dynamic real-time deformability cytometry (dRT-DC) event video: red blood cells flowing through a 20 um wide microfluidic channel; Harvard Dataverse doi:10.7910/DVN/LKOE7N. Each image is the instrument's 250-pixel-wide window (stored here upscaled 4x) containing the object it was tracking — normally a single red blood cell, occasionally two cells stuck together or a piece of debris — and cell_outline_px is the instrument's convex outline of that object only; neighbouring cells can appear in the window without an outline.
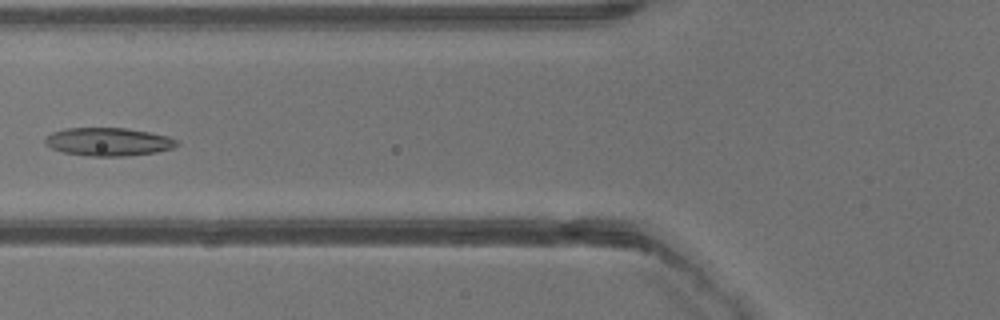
{"species": "common noctule bat (a hibernating species)", "species_latin": "Nyctalus noctula", "temperature_condition": "warm", "stored_images_in_passage": 40, "camera_frame_rate_fps": 3000, "um_per_image_px": 0.085, "animal": {"sex": "male", "body_mass_g": 13.3}, "frame": {"image": 1, "passage_image": 16, "time_ms": 5.0, "image_size_px": [1000, 320], "cell_outline_px": [[180, 144], [172, 148], [156, 152], [124, 156], [88, 156], [64, 152], [52, 148], [44, 144], [44, 140], [52, 132], [64, 128], [124, 128], [148, 132], [168, 136], [176, 140]], "centroid_in_image_um": [9.19, 12.05], "position_along_channel_um": 116.6, "area_um2": 21.5}}
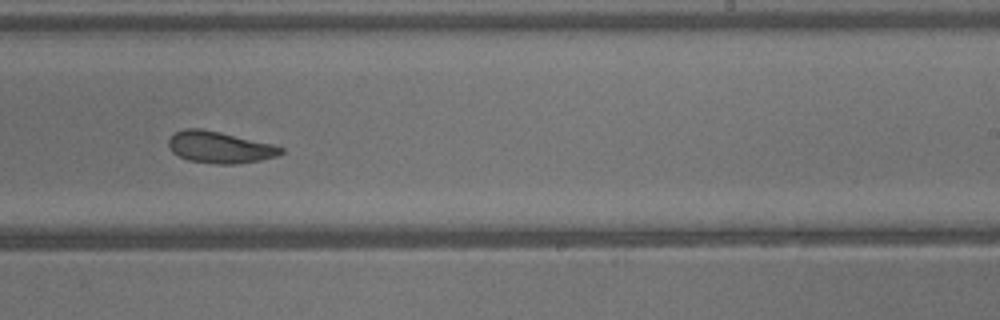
{"frame": {"image": 2, "passage_image": 25, "time_ms": 8.0, "image_size_px": [1000, 320], "cell_outline_px": [[284, 152], [276, 156], [260, 160], [232, 164], [216, 164], [188, 160], [172, 152], [168, 148], [168, 140], [176, 132], [184, 128], [200, 128], [220, 132], [272, 144], [284, 148]], "centroid_in_image_um": [18.65, 12.51], "position_along_channel_um": 270.3, "area_um2": 20.58}}
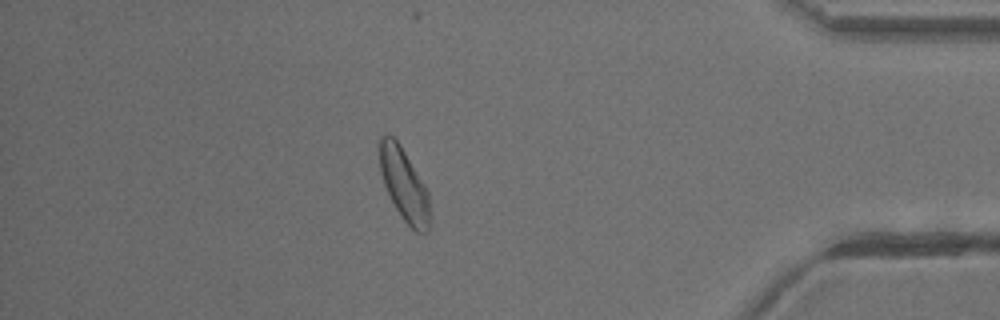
{"frame": {"image": 3, "passage_image": 35, "time_ms": 11.333, "image_size_px": [1000, 320], "cell_outline_px": [[432, 216], [428, 232], [416, 232], [404, 220], [396, 208], [384, 184], [380, 172], [376, 148], [380, 136], [384, 132], [392, 136], [400, 144], [424, 184], [428, 192]], "centroid_in_image_um": [34.33, 15.65], "position_along_channel_um": 400.9, "area_um2": 21.73}}